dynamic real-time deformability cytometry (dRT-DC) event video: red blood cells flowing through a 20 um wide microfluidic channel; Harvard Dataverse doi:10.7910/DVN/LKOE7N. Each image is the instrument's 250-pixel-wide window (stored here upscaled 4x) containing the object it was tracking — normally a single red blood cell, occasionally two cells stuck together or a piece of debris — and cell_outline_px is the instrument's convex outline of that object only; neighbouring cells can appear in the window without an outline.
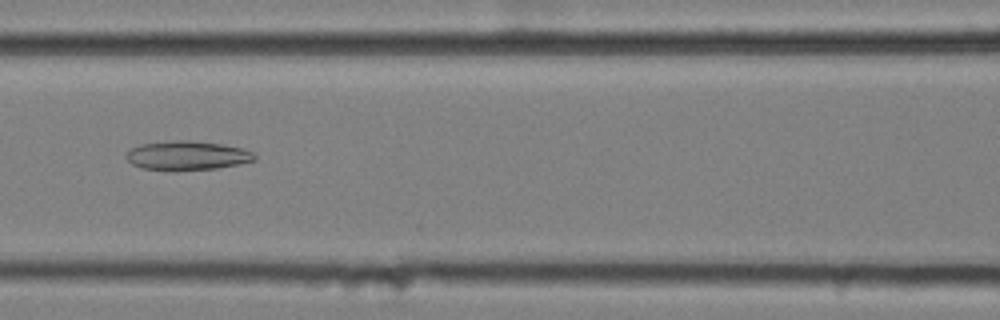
{"species": "common noctule bat (a hibernating species)", "species_latin": "Nyctalus noctula", "temperature_condition": "cold", "stored_images_in_passage": 39, "camera_frame_rate_fps": 3000, "um_per_image_px": 0.085, "animal": {"sex": "female", "body_mass_g": 25.1}, "frame": {"image": 1, "passage_image": 9, "time_ms": 2.667, "image_size_px": [1000, 320], "cell_outline_px": [[256, 160], [240, 164], [216, 168], [144, 168], [132, 164], [124, 156], [132, 148], [140, 144], [176, 140], [188, 140], [220, 144], [240, 148], [252, 152], [256, 156]], "centroid_in_image_um": [15.93, 13.18], "position_along_channel_um": 150.7, "area_um2": 20.87}}
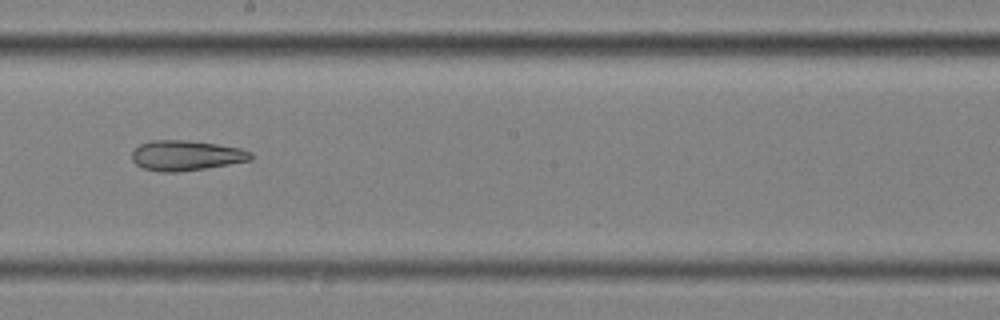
{"frame": {"image": 2, "passage_image": 16, "time_ms": 5.0, "image_size_px": [1000, 320], "cell_outline_px": [[252, 160], [180, 172], [160, 172], [144, 168], [136, 164], [132, 160], [132, 152], [140, 144], [152, 140], [188, 140], [216, 144], [240, 148], [252, 152]], "centroid_in_image_um": [15.81, 13.21], "position_along_channel_um": 232.4, "area_um2": 20.81}}
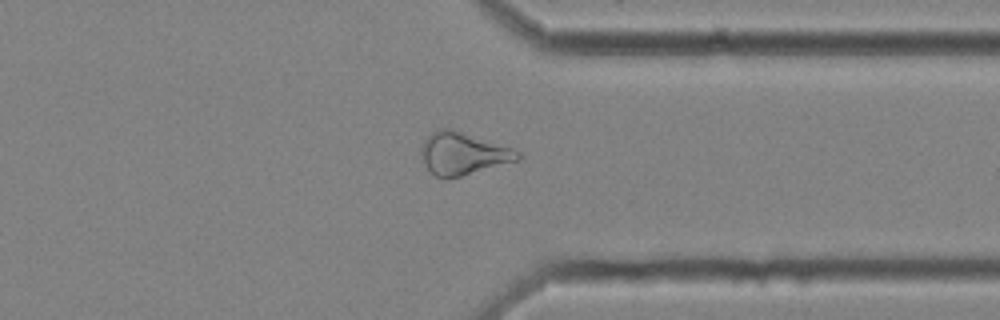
{"frame": {"image": 3, "passage_image": 28, "time_ms": 9.0, "image_size_px": [1000, 320], "cell_outline_px": [[520, 160], [460, 176], [444, 180], [436, 176], [428, 168], [420, 152], [420, 148], [424, 140], [436, 128], [452, 128], [512, 148], [520, 152]], "centroid_in_image_um": [39.34, 13.04], "position_along_channel_um": 372.1, "area_um2": 23.81}, "authors_computed_cell_mechanics": {"area_um2": 22.7732, "velocity_mm_per_s": 3.5091, "shape_relaxation_time_tau1_ms": null, "shape_relaxation_time_tau2_ms": 9.7402, "deformation_change_tau1": null, "deformation_change_tau2": 0.2286}}